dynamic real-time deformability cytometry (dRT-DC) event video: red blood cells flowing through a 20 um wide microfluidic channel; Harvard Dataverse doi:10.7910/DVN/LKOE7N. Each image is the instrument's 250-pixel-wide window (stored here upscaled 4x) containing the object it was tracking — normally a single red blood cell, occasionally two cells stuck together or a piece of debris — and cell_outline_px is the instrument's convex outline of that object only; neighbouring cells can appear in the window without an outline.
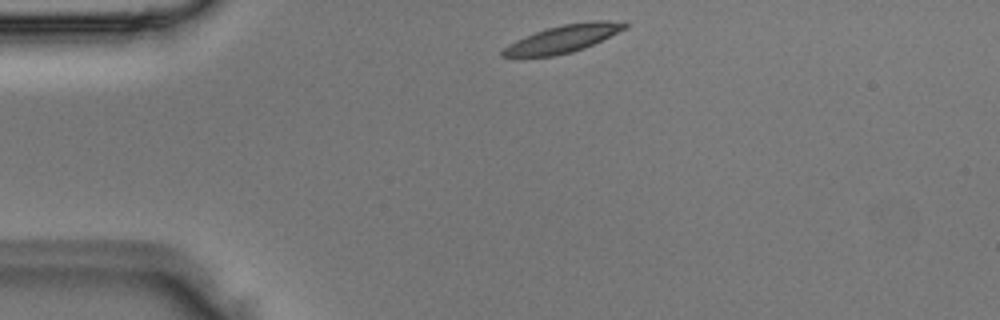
{"species": "Egyptian fruit bat (a non-hibernating species)", "species_latin": "Rousettus aegyptiacus", "temperature_condition": "room temperature", "stored_images_in_passage": 1, "camera_frame_rate_fps": 3000, "um_per_image_px": 0.085, "animal": {"sex": "male"}, "frame": {"image": 1, "passage_image": 1, "time_ms": 0.0, "image_size_px": [1000, 320], "cell_outline_px": [[628, 28], [584, 48], [572, 52], [556, 56], [500, 56], [500, 52], [508, 44], [524, 36], [548, 28], [564, 24], [596, 20], [604, 20], [628, 24]], "centroid_in_image_um": [47.85, 3.3], "position_along_channel_um": 37.1, "area_um2": 19.31}}